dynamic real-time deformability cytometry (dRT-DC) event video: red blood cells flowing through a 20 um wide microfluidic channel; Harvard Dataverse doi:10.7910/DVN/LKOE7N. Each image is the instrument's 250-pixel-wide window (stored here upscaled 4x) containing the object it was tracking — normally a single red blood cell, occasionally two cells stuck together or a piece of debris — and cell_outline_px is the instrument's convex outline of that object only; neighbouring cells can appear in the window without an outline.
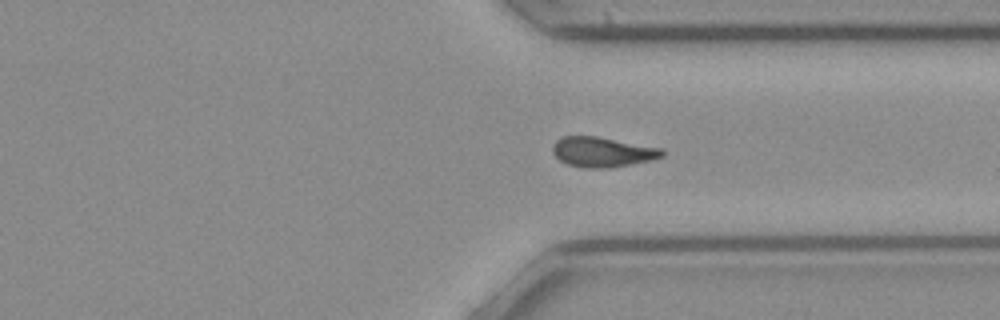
{"species": "common noctule bat (a hibernating species)", "species_latin": "Nyctalus noctula", "temperature_condition": "cold", "stored_images_in_passage": 34, "camera_frame_rate_fps": 3000, "um_per_image_px": 0.085, "animal": {"sex": "female", "body_mass_g": 21.9}, "frame": {"image": 1, "passage_image": 20, "time_ms": 6.333, "image_size_px": [1000, 320], "cell_outline_px": [[664, 156], [648, 160], [608, 168], [584, 168], [568, 164], [560, 160], [552, 152], [552, 144], [560, 136], [596, 136], [664, 148]], "centroid_in_image_um": [51.18, 12.9], "position_along_channel_um": 360.2, "area_um2": 19.13}}
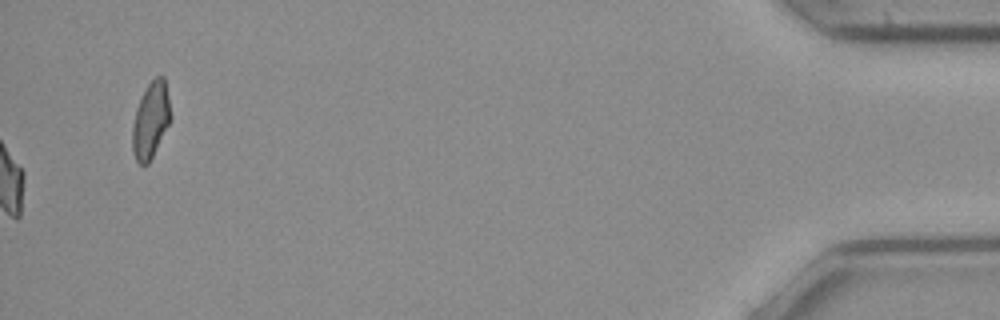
{"frame": {"image": 2, "passage_image": 34, "time_ms": 11.0, "image_size_px": [1000, 320], "cell_outline_px": [[168, 124], [148, 164], [140, 164], [136, 160], [132, 152], [132, 128], [136, 108], [148, 84], [156, 76], [164, 76], [168, 96]], "centroid_in_image_um": [12.76, 10.22], "position_along_channel_um": 422.4, "area_um2": 16.24}, "authors_computed_cell_mechanics": {"area_um2": 18.8139, "velocity_mm_per_s": 4.0069, "shape_relaxation_time_tau1_ms": 5.3745, "shape_relaxation_time_tau2_ms": 4.7779, "deformation_change_tau1": 0.1448, "deformation_change_tau2": 0.1163}}